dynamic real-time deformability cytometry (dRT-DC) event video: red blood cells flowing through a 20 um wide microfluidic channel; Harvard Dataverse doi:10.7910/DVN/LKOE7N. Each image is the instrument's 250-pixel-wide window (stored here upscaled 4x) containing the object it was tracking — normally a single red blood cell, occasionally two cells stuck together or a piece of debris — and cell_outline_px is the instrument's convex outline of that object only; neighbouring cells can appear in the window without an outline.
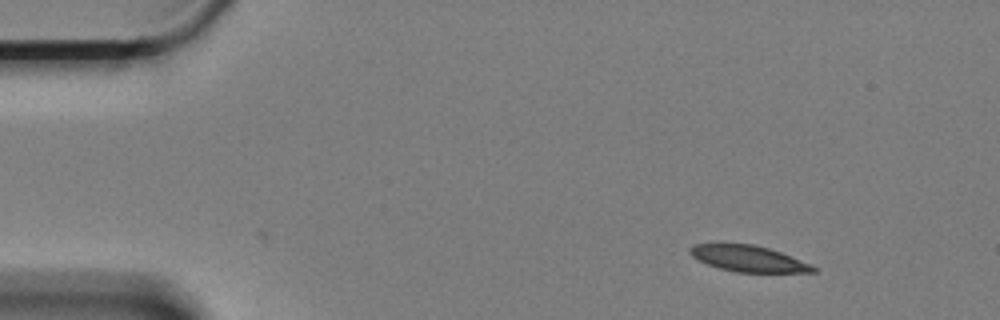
{"species": "Egyptian fruit bat (a non-hibernating species)", "species_latin": "Rousettus aegyptiacus", "temperature_condition": "cold", "stored_images_in_passage": 54, "camera_frame_rate_fps": 3000, "um_per_image_px": 0.085, "animal": {"sex": "female"}, "frame": {"image": 1, "passage_image": 1, "time_ms": 0.0, "image_size_px": [1000, 320], "cell_outline_px": [[816, 272], [736, 272], [720, 268], [708, 264], [692, 256], [688, 252], [688, 248], [692, 244], [720, 240], [752, 244], [768, 248], [780, 252], [812, 264], [816, 268]], "centroid_in_image_um": [63.51, 21.92], "position_along_channel_um": 21.5, "area_um2": 19.42}}
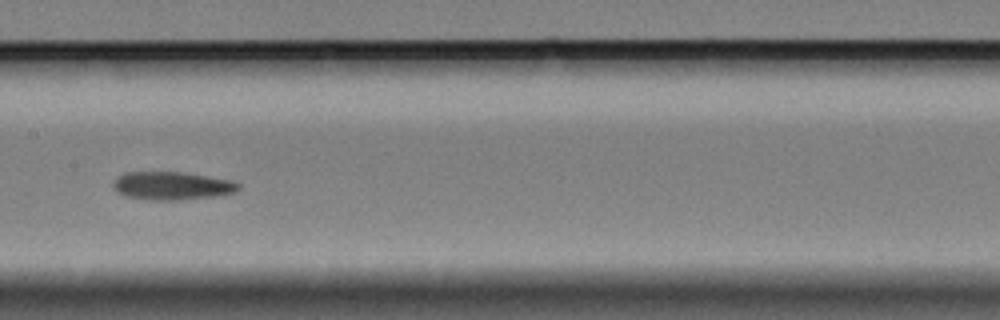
{"frame": {"image": 2, "passage_image": 24, "time_ms": 7.667, "image_size_px": [1000, 320], "cell_outline_px": [[240, 188], [236, 192], [224, 196], [180, 200], [144, 200], [128, 196], [116, 192], [112, 188], [112, 184], [116, 176], [124, 172], [180, 172], [232, 180], [240, 184]], "centroid_in_image_um": [14.62, 15.8], "position_along_channel_um": 192.8, "area_um2": 20.98}}
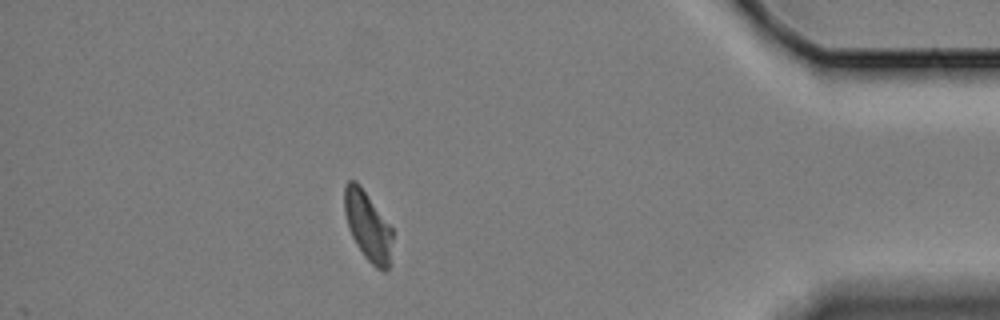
{"frame": {"image": 3, "passage_image": 47, "time_ms": 15.333, "image_size_px": [1000, 320], "cell_outline_px": [[392, 240], [388, 268], [384, 272], [376, 268], [364, 256], [356, 244], [348, 228], [344, 212], [344, 184], [348, 180], [356, 180], [360, 184], [392, 228]], "centroid_in_image_um": [31.23, 19.18], "position_along_channel_um": 404.0, "area_um2": 19.36}, "authors_computed_cell_mechanics": {"area_um2": 20.3456, "velocity_mm_per_s": 3.2983, "shape_relaxation_time_tau1_ms": null, "shape_relaxation_time_tau2_ms": 3.5269, "deformation_change_tau1": null, "deformation_change_tau2": 0.0993}}